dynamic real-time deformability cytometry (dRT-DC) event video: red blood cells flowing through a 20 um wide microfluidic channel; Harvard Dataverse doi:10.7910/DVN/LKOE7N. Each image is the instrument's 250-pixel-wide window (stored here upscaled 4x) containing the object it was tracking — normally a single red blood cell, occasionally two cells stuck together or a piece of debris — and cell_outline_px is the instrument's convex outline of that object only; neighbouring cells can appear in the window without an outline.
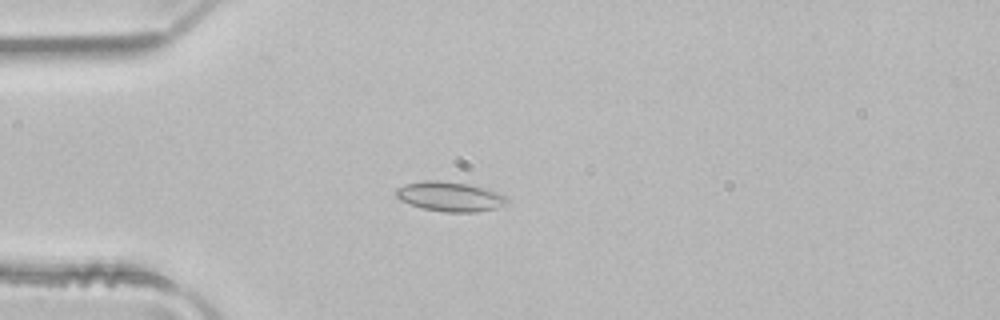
{"species": "common noctule bat (a hibernating species)", "species_latin": "Nyctalus noctula", "temperature_condition": "room temperature", "stored_images_in_passage": 2, "camera_frame_rate_fps": 3000, "um_per_image_px": 0.085, "animal": {"sex": "male", "body_mass_g": 21.5, "forearm_length_mm": 52.0}, "frame": {"image": 1, "passage_image": 2, "time_ms": 0.333, "image_size_px": [1000, 320], "cell_outline_px": [[508, 200], [504, 204], [496, 208], [476, 212], [444, 212], [424, 208], [400, 200], [396, 196], [396, 188], [404, 184], [424, 180], [440, 180], [468, 184], [488, 188], [504, 196]], "centroid_in_image_um": [38.23, 16.69], "position_along_channel_um": 46.8, "area_um2": 19.07}}